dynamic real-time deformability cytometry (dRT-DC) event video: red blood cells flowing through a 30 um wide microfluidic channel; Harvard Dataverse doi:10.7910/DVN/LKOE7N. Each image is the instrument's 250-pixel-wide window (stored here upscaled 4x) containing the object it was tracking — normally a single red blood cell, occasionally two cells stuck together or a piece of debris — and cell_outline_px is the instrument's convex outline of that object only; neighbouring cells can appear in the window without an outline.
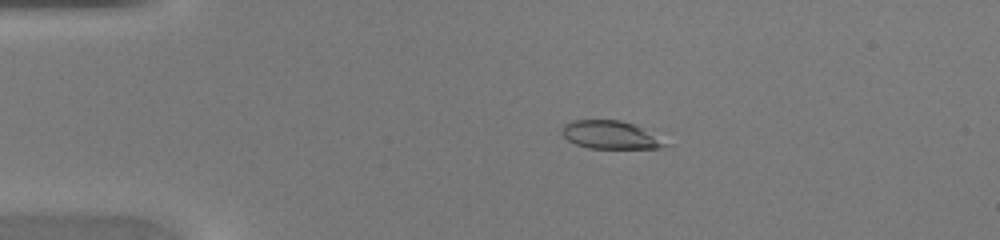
{"species": "common noctule bat (a hibernating species)", "species_latin": "Nyctalus noctula", "temperature_condition": "warm", "stored_images_in_passage": 46, "camera_frame_rate_fps": 3000, "um_per_image_px": 0.085, "animal": {"sex": "female", "body_mass_g": 20.0, "forearm_length_mm": 54.0}, "frame": {"image": 1, "passage_image": 10, "time_ms": 3.0, "image_size_px": [1000, 240], "cell_outline_px": [[672, 144], [664, 148], [588, 148], [576, 144], [568, 140], [560, 132], [560, 128], [564, 124], [572, 120], [620, 120], [632, 124]], "centroid_in_image_um": [51.85, 11.47], "position_along_channel_um": 33.1, "area_um2": 16.82}}
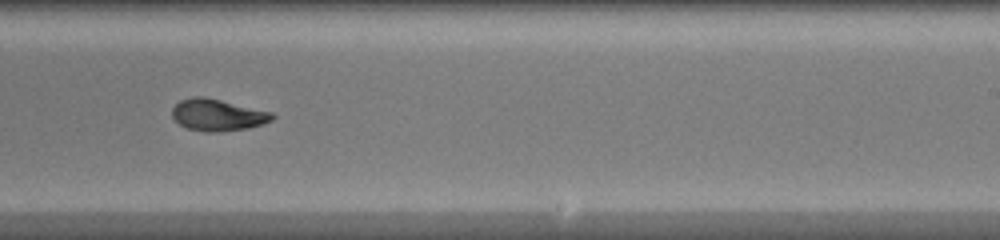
{"frame": {"image": 2, "passage_image": 29, "time_ms": 9.333, "image_size_px": [1000, 240], "cell_outline_px": [[276, 116], [272, 120], [264, 124], [248, 128], [220, 132], [204, 132], [188, 128], [180, 124], [172, 116], [172, 108], [180, 100], [192, 96], [204, 96], [272, 112]], "centroid_in_image_um": [18.51, 9.77], "position_along_channel_um": 270.5, "area_um2": 18.61}}
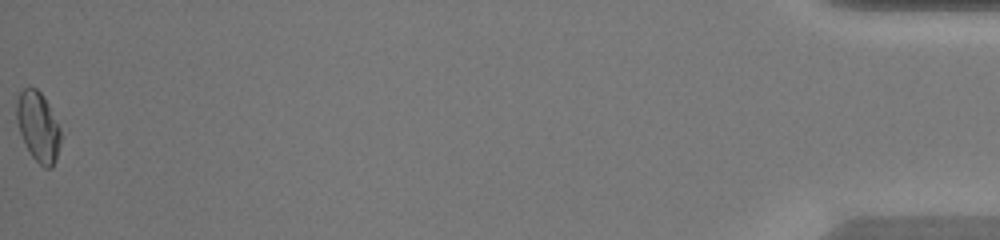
{"frame": {"image": 3, "passage_image": 46, "time_ms": 15.0, "image_size_px": [1000, 240], "cell_outline_px": [[60, 144], [56, 160], [52, 168], [44, 168], [32, 156], [20, 132], [16, 120], [16, 100], [20, 92], [24, 88], [36, 88], [44, 96], [60, 128]], "centroid_in_image_um": [3.24, 10.76], "position_along_channel_um": 432.0, "area_um2": 17.74}}